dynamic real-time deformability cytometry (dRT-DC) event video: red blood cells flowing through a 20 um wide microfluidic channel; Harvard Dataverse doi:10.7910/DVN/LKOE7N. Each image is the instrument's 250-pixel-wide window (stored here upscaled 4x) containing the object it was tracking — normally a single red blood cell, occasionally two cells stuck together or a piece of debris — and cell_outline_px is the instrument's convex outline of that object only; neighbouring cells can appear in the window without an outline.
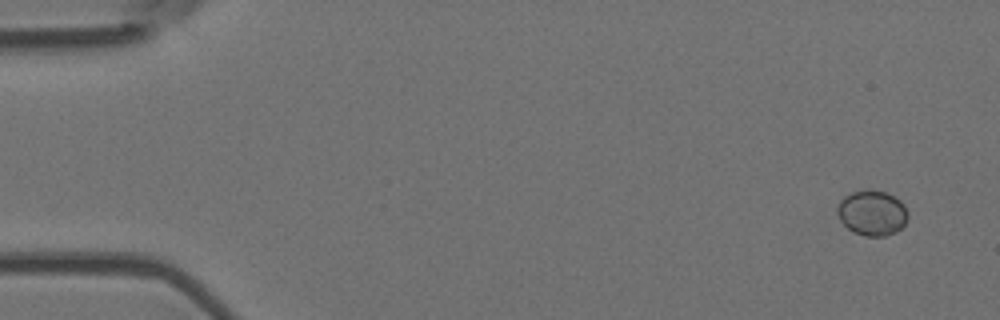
{"species": "Egyptian fruit bat (a non-hibernating species)", "species_latin": "Rousettus aegyptiacus", "temperature_condition": "room temperature", "stored_images_in_passage": 5, "camera_frame_rate_fps": 3000, "um_per_image_px": 0.085, "animal": {"sex": "female"}, "frame": {"image": 1, "passage_image": 1, "time_ms": 0.0, "image_size_px": [1000, 320], "cell_outline_px": [[908, 216], [904, 224], [896, 232], [884, 236], [864, 236], [848, 228], [840, 220], [836, 212], [836, 208], [840, 200], [844, 196], [852, 192], [868, 188], [872, 188], [884, 192], [900, 200], [904, 204], [908, 212]], "centroid_in_image_um": [74.12, 18.07], "position_along_channel_um": 10.9, "area_um2": 18.73}}
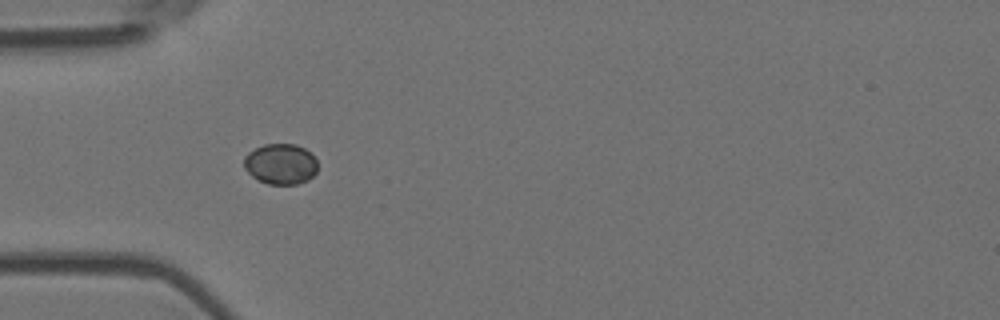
{"frame": {"image": 2, "passage_image": 5, "time_ms": 1.333, "image_size_px": [1000, 320], "cell_outline_px": [[316, 172], [308, 180], [296, 184], [268, 184], [256, 180], [244, 168], [244, 156], [248, 152], [264, 144], [296, 144], [312, 152], [316, 160]], "centroid_in_image_um": [23.84, 13.93], "position_along_channel_um": 61.2, "area_um2": 17.57}}